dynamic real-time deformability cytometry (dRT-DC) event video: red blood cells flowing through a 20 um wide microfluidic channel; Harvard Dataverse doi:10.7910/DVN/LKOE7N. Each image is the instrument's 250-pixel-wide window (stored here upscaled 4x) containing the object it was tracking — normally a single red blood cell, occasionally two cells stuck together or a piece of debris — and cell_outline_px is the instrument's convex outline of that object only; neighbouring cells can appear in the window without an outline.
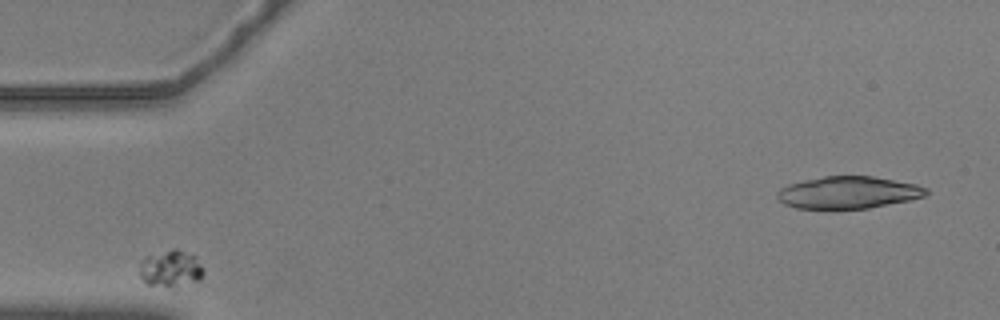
{"species": "common noctule bat (a hibernating species)", "species_latin": "Nyctalus noctula", "temperature_condition": "warm", "stored_images_in_passage": 32, "camera_frame_rate_fps": 3000, "um_per_image_px": 0.085, "animal": {"sex": "male", "body_mass_g": 20.5, "forearm_length_mm": 52.5}, "frame": {"image": 1, "passage_image": 3, "time_ms": 0.667, "image_size_px": [1000, 320], "cell_outline_px": [[204, 272], [196, 280], [172, 292], [148, 284], [140, 276], [140, 260], [144, 256], [172, 248], [176, 248], [196, 256], [204, 268]], "centroid_in_image_um": [14.49, 22.88], "position_along_channel_um": 70.5, "area_um2": 14.51}}
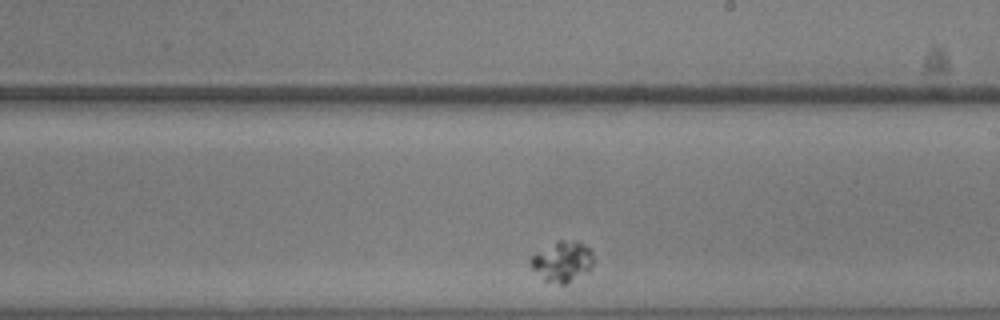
{"frame": {"image": 2, "passage_image": 20, "time_ms": 6.333, "image_size_px": [1000, 320], "cell_outline_px": [[592, 264], [588, 272], [564, 284], [560, 284], [544, 280], [528, 264], [528, 260], [532, 256], [560, 240], [576, 240], [584, 244], [592, 252]], "centroid_in_image_um": [47.8, 22.23], "position_along_channel_um": 241.2, "area_um2": 14.51}}
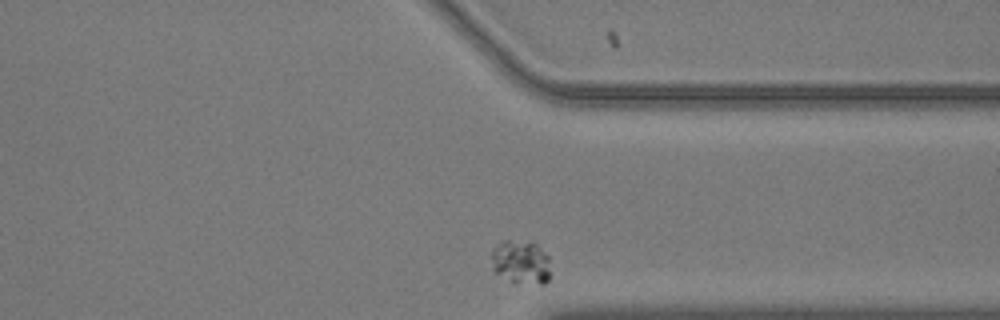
{"frame": {"image": 3, "passage_image": 32, "time_ms": 10.333, "image_size_px": [1000, 320], "cell_outline_px": [[548, 280], [544, 284], [540, 284], [512, 280], [496, 272], [492, 268], [492, 248], [496, 244], [504, 240], [508, 240], [536, 244], [548, 256]], "centroid_in_image_um": [44.25, 22.25], "position_along_channel_um": 367.1, "area_um2": 14.45}}